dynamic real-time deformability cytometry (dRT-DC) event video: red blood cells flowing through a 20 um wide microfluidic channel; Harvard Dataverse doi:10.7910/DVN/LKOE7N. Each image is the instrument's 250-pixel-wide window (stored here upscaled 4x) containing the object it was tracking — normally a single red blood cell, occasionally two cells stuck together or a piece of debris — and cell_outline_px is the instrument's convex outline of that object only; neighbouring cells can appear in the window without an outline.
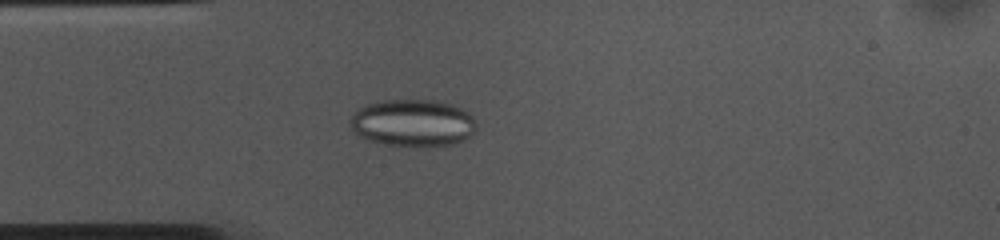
{"species": "common noctule bat (a hibernating species)", "species_latin": "Nyctalus noctula", "temperature_condition": "cold", "stored_images_in_passage": 41, "camera_frame_rate_fps": 3000, "um_per_image_px": 0.085, "animal": {"sex": "female", "body_mass_g": 10.0, "forearm_length_mm": 53.1}, "frame": {"image": 1, "passage_image": 1, "time_ms": 0.0, "image_size_px": [1000, 240], "cell_outline_px": [[476, 128], [464, 140], [452, 144], [384, 144], [368, 140], [360, 136], [352, 128], [348, 120], [364, 104], [380, 100], [436, 100], [460, 108], [468, 112], [476, 120]], "centroid_in_image_um": [35.06, 10.41], "position_along_channel_um": 49.9, "area_um2": 33.99}}
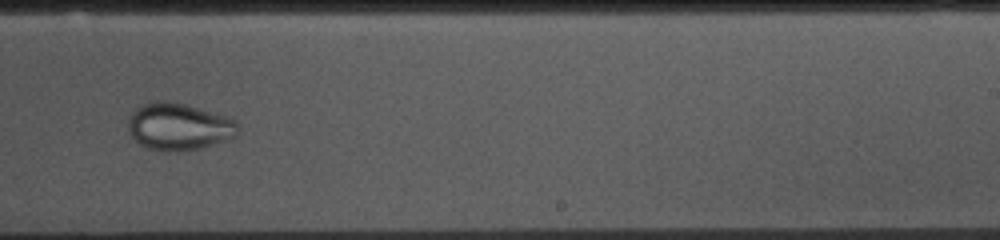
{"frame": {"image": 2, "passage_image": 20, "time_ms": 6.333, "image_size_px": [1000, 240], "cell_outline_px": [[240, 128], [236, 136], [228, 140], [200, 148], [176, 152], [168, 152], [148, 148], [140, 144], [132, 136], [128, 128], [128, 120], [132, 112], [136, 108], [144, 104], [156, 100], [168, 100], [184, 104], [224, 116], [236, 120]], "centroid_in_image_um": [15.2, 10.77], "position_along_channel_um": 273.8, "area_um2": 30.17}}
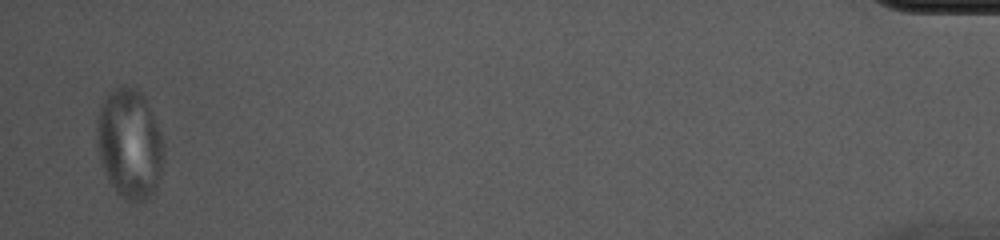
{"frame": {"image": 3, "passage_image": 40, "time_ms": 13.0, "image_size_px": [1000, 240], "cell_outline_px": [[164, 152], [156, 188], [144, 200], [128, 200], [120, 196], [116, 192], [100, 160], [96, 132], [96, 128], [100, 108], [108, 92], [112, 88], [120, 84], [124, 84], [140, 88], [148, 104], [160, 132], [164, 144]], "centroid_in_image_um": [11.01, 12.13], "position_along_channel_um": 424.2, "area_um2": 42.48}}